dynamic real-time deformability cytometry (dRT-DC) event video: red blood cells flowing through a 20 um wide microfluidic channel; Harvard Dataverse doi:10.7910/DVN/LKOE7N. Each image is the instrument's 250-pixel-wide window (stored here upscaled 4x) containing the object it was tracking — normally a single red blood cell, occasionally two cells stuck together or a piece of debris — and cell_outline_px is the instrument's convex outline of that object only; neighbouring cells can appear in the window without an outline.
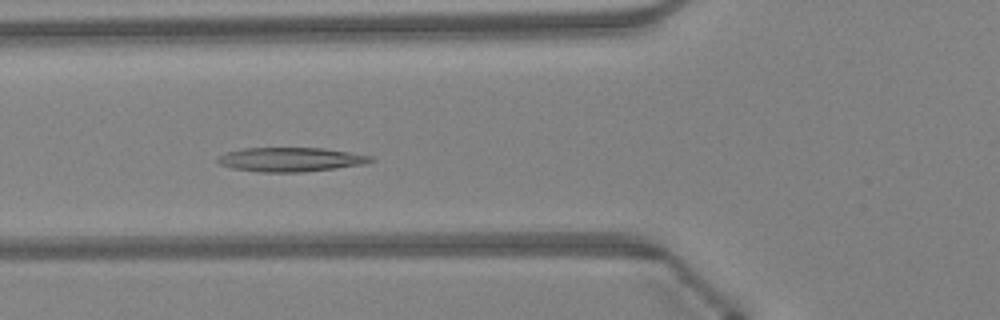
{"species": "Egyptian fruit bat (a non-hibernating species)", "species_latin": "Rousettus aegyptiacus", "temperature_condition": "warm", "stored_images_in_passage": 39, "camera_frame_rate_fps": 3000, "um_per_image_px": 0.085, "animal": {"sex": "female"}, "frame": {"image": 1, "passage_image": 9, "time_ms": 2.667, "image_size_px": [1000, 320], "cell_outline_px": [[376, 160], [364, 164], [300, 172], [260, 172], [232, 168], [220, 164], [216, 160], [216, 156], [224, 152], [240, 148], [324, 148], [372, 156]], "centroid_in_image_um": [24.63, 13.55], "position_along_channel_um": 101.2, "area_um2": 21.56}}
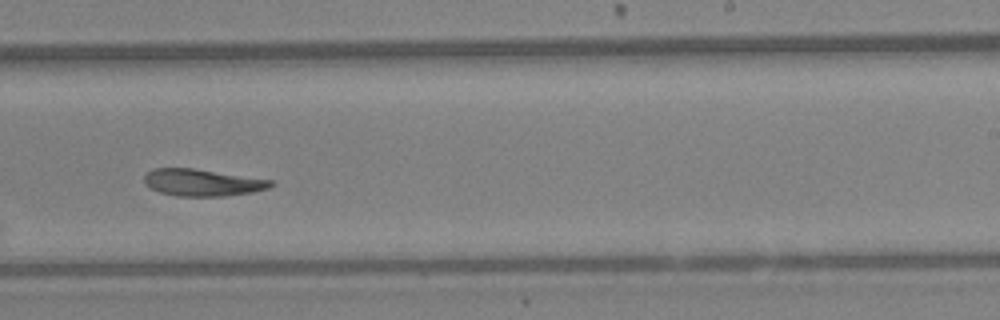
{"frame": {"image": 2, "passage_image": 21, "time_ms": 6.667, "image_size_px": [1000, 320], "cell_outline_px": [[276, 184], [268, 188], [252, 192], [224, 196], [176, 196], [160, 192], [144, 184], [144, 176], [152, 168], [192, 168], [272, 180]], "centroid_in_image_um": [17.19, 15.51], "position_along_channel_um": 271.8, "area_um2": 19.77}}
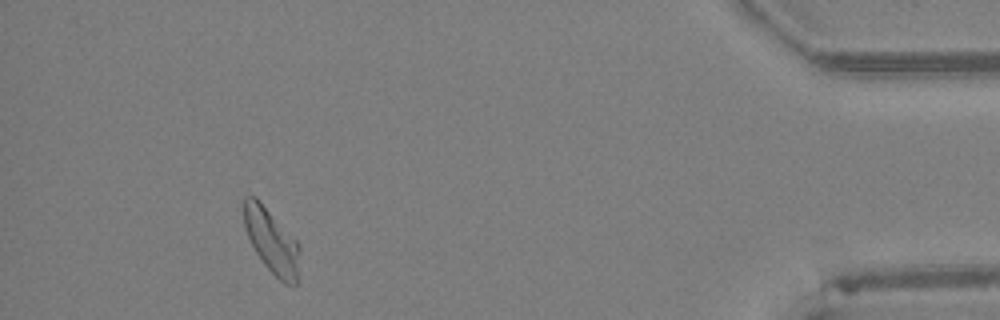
{"frame": {"image": 3, "passage_image": 35, "time_ms": 11.333, "image_size_px": [1000, 320], "cell_outline_px": [[300, 252], [296, 284], [284, 284], [264, 264], [256, 252], [248, 236], [244, 224], [244, 196], [256, 196], [260, 200], [300, 244]], "centroid_in_image_um": [23.1, 20.46], "position_along_channel_um": 412.1, "area_um2": 20.75}, "authors_computed_cell_mechanics": {"area_um2": 20.9236, "velocity_mm_per_s": 4.2786, "shape_relaxation_time_tau1_ms": null, "shape_relaxation_time_tau2_ms": 8.7628, "deformation_change_tau1": null, "deformation_change_tau2": 0.1913}}